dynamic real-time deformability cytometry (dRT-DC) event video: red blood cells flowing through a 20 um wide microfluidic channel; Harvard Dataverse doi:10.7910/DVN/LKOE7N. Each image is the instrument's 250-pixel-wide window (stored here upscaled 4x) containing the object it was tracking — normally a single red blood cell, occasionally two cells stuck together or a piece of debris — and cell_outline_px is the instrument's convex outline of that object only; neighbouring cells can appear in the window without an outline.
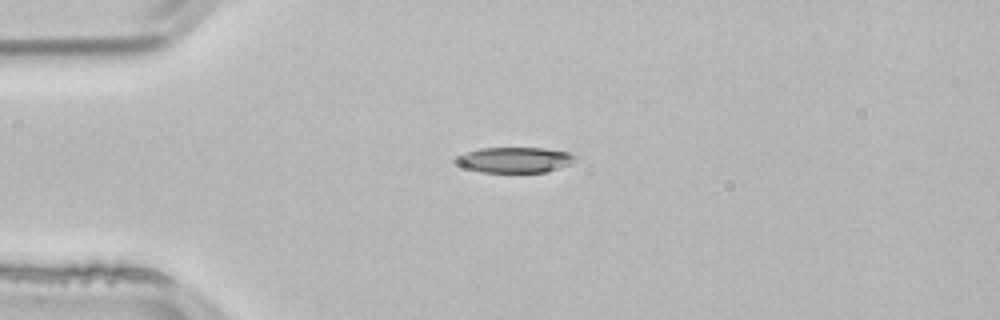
{"species": "common noctule bat (a hibernating species)", "species_latin": "Nyctalus noctula", "temperature_condition": "room temperature", "stored_images_in_passage": 4, "camera_frame_rate_fps": 3000, "um_per_image_px": 0.085, "animal": {"sex": "male", "body_mass_g": 21.5, "forearm_length_mm": 52.0}, "frame": {"image": 1, "passage_image": 3, "time_ms": 0.667, "image_size_px": [1000, 320], "cell_outline_px": [[576, 160], [572, 164], [544, 172], [484, 172], [468, 168], [460, 164], [456, 160], [456, 156], [464, 152], [480, 148], [544, 148], [568, 152], [576, 156]], "centroid_in_image_um": [43.79, 13.58], "position_along_channel_um": 41.2, "area_um2": 17.57}}